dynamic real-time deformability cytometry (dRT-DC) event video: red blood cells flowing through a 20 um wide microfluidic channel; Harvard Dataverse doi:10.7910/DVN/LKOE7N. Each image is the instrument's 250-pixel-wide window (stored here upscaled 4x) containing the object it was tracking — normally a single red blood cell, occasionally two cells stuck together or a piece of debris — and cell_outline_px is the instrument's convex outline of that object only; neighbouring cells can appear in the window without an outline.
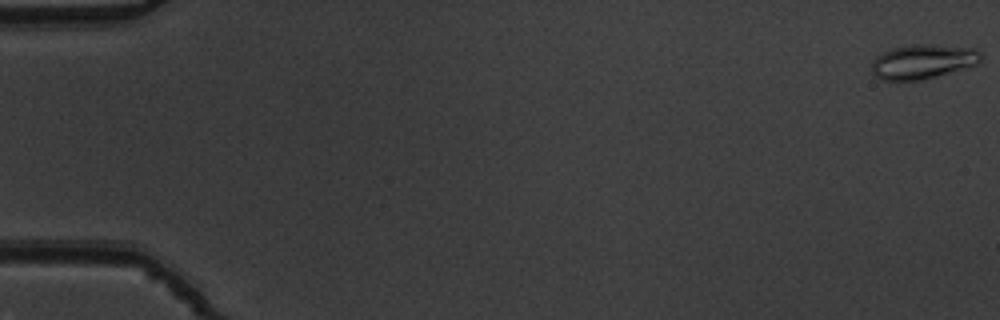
{"species": "common noctule bat (a hibernating species)", "species_latin": "Nyctalus noctula", "temperature_condition": "warm", "stored_images_in_passage": 12, "camera_frame_rate_fps": 3000, "um_per_image_px": 0.085, "animal": {"sex": "male", "body_mass_g": 19.5, "forearm_length_mm": 54.6}, "frame": {"image": 1, "passage_image": 1, "time_ms": 0.0, "image_size_px": [1000, 320], "cell_outline_px": [[984, 56], [976, 64], [920, 80], [880, 80], [872, 72], [872, 60], [876, 56], [892, 48], [916, 44], [920, 44], [976, 48]], "centroid_in_image_um": [78.42, 5.23], "position_along_channel_um": 6.6, "area_um2": 21.56}}